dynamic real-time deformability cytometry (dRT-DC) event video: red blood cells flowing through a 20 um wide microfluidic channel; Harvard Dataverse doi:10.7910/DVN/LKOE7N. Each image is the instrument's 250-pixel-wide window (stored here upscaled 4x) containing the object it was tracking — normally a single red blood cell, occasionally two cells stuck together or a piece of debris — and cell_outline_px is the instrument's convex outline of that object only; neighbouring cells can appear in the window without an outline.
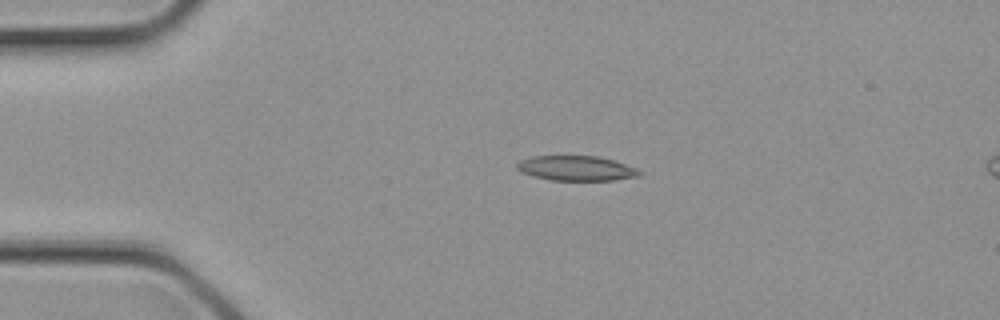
{"species": "common noctule bat (a hibernating species)", "species_latin": "Nyctalus noctula", "temperature_condition": "cold", "stored_images_in_passage": 3, "camera_frame_rate_fps": 3000, "um_per_image_px": 0.085, "animal": {"sex": "female", "body_mass_g": 21.9}, "frame": {"image": 1, "passage_image": 2, "time_ms": 0.333, "image_size_px": [1000, 320], "cell_outline_px": [[644, 172], [640, 176], [612, 180], [548, 180], [532, 176], [520, 172], [516, 168], [516, 164], [520, 160], [532, 156], [596, 156], [612, 160], [636, 168]], "centroid_in_image_um": [48.95, 14.31], "position_along_channel_um": 36.0, "area_um2": 17.8}}